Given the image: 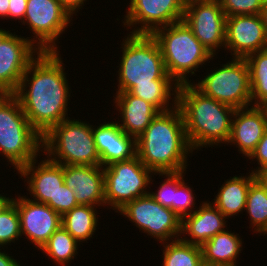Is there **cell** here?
Masks as SVG:
<instances>
[{
	"instance_id": "4",
	"label": "cell",
	"mask_w": 267,
	"mask_h": 266,
	"mask_svg": "<svg viewBox=\"0 0 267 266\" xmlns=\"http://www.w3.org/2000/svg\"><path fill=\"white\" fill-rule=\"evenodd\" d=\"M151 35L159 45L167 74L178 85L191 83L187 75H194L200 65L214 59L183 20L161 27Z\"/></svg>"
},
{
	"instance_id": "28",
	"label": "cell",
	"mask_w": 267,
	"mask_h": 266,
	"mask_svg": "<svg viewBox=\"0 0 267 266\" xmlns=\"http://www.w3.org/2000/svg\"><path fill=\"white\" fill-rule=\"evenodd\" d=\"M166 243L163 242L164 250H163L162 266L204 265L201 246L184 242L180 238Z\"/></svg>"
},
{
	"instance_id": "35",
	"label": "cell",
	"mask_w": 267,
	"mask_h": 266,
	"mask_svg": "<svg viewBox=\"0 0 267 266\" xmlns=\"http://www.w3.org/2000/svg\"><path fill=\"white\" fill-rule=\"evenodd\" d=\"M78 206L75 194L68 186L63 184L56 193V212L63 216Z\"/></svg>"
},
{
	"instance_id": "8",
	"label": "cell",
	"mask_w": 267,
	"mask_h": 266,
	"mask_svg": "<svg viewBox=\"0 0 267 266\" xmlns=\"http://www.w3.org/2000/svg\"><path fill=\"white\" fill-rule=\"evenodd\" d=\"M221 67L193 85L204 95L234 109L251 106L250 72L245 58H232Z\"/></svg>"
},
{
	"instance_id": "27",
	"label": "cell",
	"mask_w": 267,
	"mask_h": 266,
	"mask_svg": "<svg viewBox=\"0 0 267 266\" xmlns=\"http://www.w3.org/2000/svg\"><path fill=\"white\" fill-rule=\"evenodd\" d=\"M245 60L250 72L252 106L267 107V49L252 53Z\"/></svg>"
},
{
	"instance_id": "33",
	"label": "cell",
	"mask_w": 267,
	"mask_h": 266,
	"mask_svg": "<svg viewBox=\"0 0 267 266\" xmlns=\"http://www.w3.org/2000/svg\"><path fill=\"white\" fill-rule=\"evenodd\" d=\"M266 0H219L226 17L234 15H260Z\"/></svg>"
},
{
	"instance_id": "40",
	"label": "cell",
	"mask_w": 267,
	"mask_h": 266,
	"mask_svg": "<svg viewBox=\"0 0 267 266\" xmlns=\"http://www.w3.org/2000/svg\"><path fill=\"white\" fill-rule=\"evenodd\" d=\"M256 180L267 190V166L255 173Z\"/></svg>"
},
{
	"instance_id": "46",
	"label": "cell",
	"mask_w": 267,
	"mask_h": 266,
	"mask_svg": "<svg viewBox=\"0 0 267 266\" xmlns=\"http://www.w3.org/2000/svg\"><path fill=\"white\" fill-rule=\"evenodd\" d=\"M262 233H264V235L267 234V227Z\"/></svg>"
},
{
	"instance_id": "3",
	"label": "cell",
	"mask_w": 267,
	"mask_h": 266,
	"mask_svg": "<svg viewBox=\"0 0 267 266\" xmlns=\"http://www.w3.org/2000/svg\"><path fill=\"white\" fill-rule=\"evenodd\" d=\"M193 83L179 85L177 95L191 149L226 144L235 109L204 95Z\"/></svg>"
},
{
	"instance_id": "11",
	"label": "cell",
	"mask_w": 267,
	"mask_h": 266,
	"mask_svg": "<svg viewBox=\"0 0 267 266\" xmlns=\"http://www.w3.org/2000/svg\"><path fill=\"white\" fill-rule=\"evenodd\" d=\"M72 18L58 0H27L25 17L21 23H27L35 35L31 42L39 51H58L56 41Z\"/></svg>"
},
{
	"instance_id": "13",
	"label": "cell",
	"mask_w": 267,
	"mask_h": 266,
	"mask_svg": "<svg viewBox=\"0 0 267 266\" xmlns=\"http://www.w3.org/2000/svg\"><path fill=\"white\" fill-rule=\"evenodd\" d=\"M123 25L135 27L131 34L151 35L155 30L182 21L185 5L181 0H130ZM135 25V26H134Z\"/></svg>"
},
{
	"instance_id": "19",
	"label": "cell",
	"mask_w": 267,
	"mask_h": 266,
	"mask_svg": "<svg viewBox=\"0 0 267 266\" xmlns=\"http://www.w3.org/2000/svg\"><path fill=\"white\" fill-rule=\"evenodd\" d=\"M267 130V107L250 106L235 109L231 121V134L227 142L249 157Z\"/></svg>"
},
{
	"instance_id": "23",
	"label": "cell",
	"mask_w": 267,
	"mask_h": 266,
	"mask_svg": "<svg viewBox=\"0 0 267 266\" xmlns=\"http://www.w3.org/2000/svg\"><path fill=\"white\" fill-rule=\"evenodd\" d=\"M231 231L217 233L201 246L203 264L209 266H236L242 250V239ZM236 259V260H235Z\"/></svg>"
},
{
	"instance_id": "20",
	"label": "cell",
	"mask_w": 267,
	"mask_h": 266,
	"mask_svg": "<svg viewBox=\"0 0 267 266\" xmlns=\"http://www.w3.org/2000/svg\"><path fill=\"white\" fill-rule=\"evenodd\" d=\"M92 133L101 166L105 167L136 156V139L126 134L118 122H104L97 128L92 126Z\"/></svg>"
},
{
	"instance_id": "1",
	"label": "cell",
	"mask_w": 267,
	"mask_h": 266,
	"mask_svg": "<svg viewBox=\"0 0 267 266\" xmlns=\"http://www.w3.org/2000/svg\"><path fill=\"white\" fill-rule=\"evenodd\" d=\"M59 52L38 53L14 93L29 123L41 136L68 118L67 106L71 93Z\"/></svg>"
},
{
	"instance_id": "37",
	"label": "cell",
	"mask_w": 267,
	"mask_h": 266,
	"mask_svg": "<svg viewBox=\"0 0 267 266\" xmlns=\"http://www.w3.org/2000/svg\"><path fill=\"white\" fill-rule=\"evenodd\" d=\"M26 7L27 0H9L8 18L20 19L22 22L25 17Z\"/></svg>"
},
{
	"instance_id": "21",
	"label": "cell",
	"mask_w": 267,
	"mask_h": 266,
	"mask_svg": "<svg viewBox=\"0 0 267 266\" xmlns=\"http://www.w3.org/2000/svg\"><path fill=\"white\" fill-rule=\"evenodd\" d=\"M200 205L199 209L181 219V235L184 238L181 236L180 239L197 246H202L217 233L225 231V220L228 219L210 201ZM184 234H188L191 240Z\"/></svg>"
},
{
	"instance_id": "32",
	"label": "cell",
	"mask_w": 267,
	"mask_h": 266,
	"mask_svg": "<svg viewBox=\"0 0 267 266\" xmlns=\"http://www.w3.org/2000/svg\"><path fill=\"white\" fill-rule=\"evenodd\" d=\"M184 172L186 173V171L156 172L159 176L165 175L167 179L160 184L161 186L156 193L150 192L149 195L163 207H168L174 211L176 186L184 179Z\"/></svg>"
},
{
	"instance_id": "24",
	"label": "cell",
	"mask_w": 267,
	"mask_h": 266,
	"mask_svg": "<svg viewBox=\"0 0 267 266\" xmlns=\"http://www.w3.org/2000/svg\"><path fill=\"white\" fill-rule=\"evenodd\" d=\"M252 172L248 176H234L221 185L212 203L226 218L245 211L247 193L255 180Z\"/></svg>"
},
{
	"instance_id": "26",
	"label": "cell",
	"mask_w": 267,
	"mask_h": 266,
	"mask_svg": "<svg viewBox=\"0 0 267 266\" xmlns=\"http://www.w3.org/2000/svg\"><path fill=\"white\" fill-rule=\"evenodd\" d=\"M178 88L174 80H153V84H136L129 93L153 104L160 112H165L177 106ZM170 100L173 102L170 103L172 107Z\"/></svg>"
},
{
	"instance_id": "16",
	"label": "cell",
	"mask_w": 267,
	"mask_h": 266,
	"mask_svg": "<svg viewBox=\"0 0 267 266\" xmlns=\"http://www.w3.org/2000/svg\"><path fill=\"white\" fill-rule=\"evenodd\" d=\"M17 207L20 218L21 235L34 243L38 250L48 241L50 236L62 226V217L50 206L18 196L11 199Z\"/></svg>"
},
{
	"instance_id": "45",
	"label": "cell",
	"mask_w": 267,
	"mask_h": 266,
	"mask_svg": "<svg viewBox=\"0 0 267 266\" xmlns=\"http://www.w3.org/2000/svg\"><path fill=\"white\" fill-rule=\"evenodd\" d=\"M181 1L184 3V5H187V4L192 3V2L205 1V0H181Z\"/></svg>"
},
{
	"instance_id": "30",
	"label": "cell",
	"mask_w": 267,
	"mask_h": 266,
	"mask_svg": "<svg viewBox=\"0 0 267 266\" xmlns=\"http://www.w3.org/2000/svg\"><path fill=\"white\" fill-rule=\"evenodd\" d=\"M245 210L254 232L261 235L267 227V190L256 179L249 187Z\"/></svg>"
},
{
	"instance_id": "22",
	"label": "cell",
	"mask_w": 267,
	"mask_h": 266,
	"mask_svg": "<svg viewBox=\"0 0 267 266\" xmlns=\"http://www.w3.org/2000/svg\"><path fill=\"white\" fill-rule=\"evenodd\" d=\"M114 103L119 108L120 128L137 139L160 112L153 104L131 95L129 92L115 93Z\"/></svg>"
},
{
	"instance_id": "7",
	"label": "cell",
	"mask_w": 267,
	"mask_h": 266,
	"mask_svg": "<svg viewBox=\"0 0 267 266\" xmlns=\"http://www.w3.org/2000/svg\"><path fill=\"white\" fill-rule=\"evenodd\" d=\"M41 152L62 165H100L92 125L69 117L42 136Z\"/></svg>"
},
{
	"instance_id": "34",
	"label": "cell",
	"mask_w": 267,
	"mask_h": 266,
	"mask_svg": "<svg viewBox=\"0 0 267 266\" xmlns=\"http://www.w3.org/2000/svg\"><path fill=\"white\" fill-rule=\"evenodd\" d=\"M184 180H182L176 186V193L174 197V212L182 219L183 217L192 214L196 209L195 206V197L192 192V188L186 185Z\"/></svg>"
},
{
	"instance_id": "18",
	"label": "cell",
	"mask_w": 267,
	"mask_h": 266,
	"mask_svg": "<svg viewBox=\"0 0 267 266\" xmlns=\"http://www.w3.org/2000/svg\"><path fill=\"white\" fill-rule=\"evenodd\" d=\"M63 176L78 205L105 206L103 166L63 165Z\"/></svg>"
},
{
	"instance_id": "15",
	"label": "cell",
	"mask_w": 267,
	"mask_h": 266,
	"mask_svg": "<svg viewBox=\"0 0 267 266\" xmlns=\"http://www.w3.org/2000/svg\"><path fill=\"white\" fill-rule=\"evenodd\" d=\"M225 49L233 58H246L267 49V33L260 15L226 17Z\"/></svg>"
},
{
	"instance_id": "41",
	"label": "cell",
	"mask_w": 267,
	"mask_h": 266,
	"mask_svg": "<svg viewBox=\"0 0 267 266\" xmlns=\"http://www.w3.org/2000/svg\"><path fill=\"white\" fill-rule=\"evenodd\" d=\"M9 0H0V17L2 19L8 18Z\"/></svg>"
},
{
	"instance_id": "43",
	"label": "cell",
	"mask_w": 267,
	"mask_h": 266,
	"mask_svg": "<svg viewBox=\"0 0 267 266\" xmlns=\"http://www.w3.org/2000/svg\"><path fill=\"white\" fill-rule=\"evenodd\" d=\"M12 198L0 194V211L11 201Z\"/></svg>"
},
{
	"instance_id": "2",
	"label": "cell",
	"mask_w": 267,
	"mask_h": 266,
	"mask_svg": "<svg viewBox=\"0 0 267 266\" xmlns=\"http://www.w3.org/2000/svg\"><path fill=\"white\" fill-rule=\"evenodd\" d=\"M192 152L178 106L159 112L136 139V155L153 172L186 171Z\"/></svg>"
},
{
	"instance_id": "31",
	"label": "cell",
	"mask_w": 267,
	"mask_h": 266,
	"mask_svg": "<svg viewBox=\"0 0 267 266\" xmlns=\"http://www.w3.org/2000/svg\"><path fill=\"white\" fill-rule=\"evenodd\" d=\"M21 236L19 213L11 200L0 211V248L16 242Z\"/></svg>"
},
{
	"instance_id": "25",
	"label": "cell",
	"mask_w": 267,
	"mask_h": 266,
	"mask_svg": "<svg viewBox=\"0 0 267 266\" xmlns=\"http://www.w3.org/2000/svg\"><path fill=\"white\" fill-rule=\"evenodd\" d=\"M96 206L78 205L62 217V227L77 241L83 242L92 238L98 226Z\"/></svg>"
},
{
	"instance_id": "39",
	"label": "cell",
	"mask_w": 267,
	"mask_h": 266,
	"mask_svg": "<svg viewBox=\"0 0 267 266\" xmlns=\"http://www.w3.org/2000/svg\"><path fill=\"white\" fill-rule=\"evenodd\" d=\"M0 249V266H20V264L13 258V256H9L6 252H1Z\"/></svg>"
},
{
	"instance_id": "14",
	"label": "cell",
	"mask_w": 267,
	"mask_h": 266,
	"mask_svg": "<svg viewBox=\"0 0 267 266\" xmlns=\"http://www.w3.org/2000/svg\"><path fill=\"white\" fill-rule=\"evenodd\" d=\"M27 37L9 33L0 43V94H14L30 62L41 51ZM36 53V55H35Z\"/></svg>"
},
{
	"instance_id": "42",
	"label": "cell",
	"mask_w": 267,
	"mask_h": 266,
	"mask_svg": "<svg viewBox=\"0 0 267 266\" xmlns=\"http://www.w3.org/2000/svg\"><path fill=\"white\" fill-rule=\"evenodd\" d=\"M260 16H261L263 25L265 27V31L267 33V0L265 1L264 5L261 9Z\"/></svg>"
},
{
	"instance_id": "5",
	"label": "cell",
	"mask_w": 267,
	"mask_h": 266,
	"mask_svg": "<svg viewBox=\"0 0 267 266\" xmlns=\"http://www.w3.org/2000/svg\"><path fill=\"white\" fill-rule=\"evenodd\" d=\"M40 148L42 136L29 123L18 98L0 94V153L18 171L38 156Z\"/></svg>"
},
{
	"instance_id": "29",
	"label": "cell",
	"mask_w": 267,
	"mask_h": 266,
	"mask_svg": "<svg viewBox=\"0 0 267 266\" xmlns=\"http://www.w3.org/2000/svg\"><path fill=\"white\" fill-rule=\"evenodd\" d=\"M77 242L62 226H60L41 247L42 253L47 254L58 265H66L74 260L78 250Z\"/></svg>"
},
{
	"instance_id": "44",
	"label": "cell",
	"mask_w": 267,
	"mask_h": 266,
	"mask_svg": "<svg viewBox=\"0 0 267 266\" xmlns=\"http://www.w3.org/2000/svg\"><path fill=\"white\" fill-rule=\"evenodd\" d=\"M9 33L10 31H6L5 29L0 28V43Z\"/></svg>"
},
{
	"instance_id": "38",
	"label": "cell",
	"mask_w": 267,
	"mask_h": 266,
	"mask_svg": "<svg viewBox=\"0 0 267 266\" xmlns=\"http://www.w3.org/2000/svg\"><path fill=\"white\" fill-rule=\"evenodd\" d=\"M61 4V6L71 15L78 12L79 9L83 8L82 5H84L86 0H58Z\"/></svg>"
},
{
	"instance_id": "17",
	"label": "cell",
	"mask_w": 267,
	"mask_h": 266,
	"mask_svg": "<svg viewBox=\"0 0 267 266\" xmlns=\"http://www.w3.org/2000/svg\"><path fill=\"white\" fill-rule=\"evenodd\" d=\"M37 158L22 166L17 172L27 179L28 191L33 201L44 203L56 211V193L64 184L63 165L49 158L37 164Z\"/></svg>"
},
{
	"instance_id": "6",
	"label": "cell",
	"mask_w": 267,
	"mask_h": 266,
	"mask_svg": "<svg viewBox=\"0 0 267 266\" xmlns=\"http://www.w3.org/2000/svg\"><path fill=\"white\" fill-rule=\"evenodd\" d=\"M122 42L116 93L129 92L136 84H153V80H173L152 35L129 33Z\"/></svg>"
},
{
	"instance_id": "36",
	"label": "cell",
	"mask_w": 267,
	"mask_h": 266,
	"mask_svg": "<svg viewBox=\"0 0 267 266\" xmlns=\"http://www.w3.org/2000/svg\"><path fill=\"white\" fill-rule=\"evenodd\" d=\"M249 159H257L259 167L255 170H251L253 174H255L259 169L267 166V130L264 132L263 137L257 143L255 150L248 157Z\"/></svg>"
},
{
	"instance_id": "9",
	"label": "cell",
	"mask_w": 267,
	"mask_h": 266,
	"mask_svg": "<svg viewBox=\"0 0 267 266\" xmlns=\"http://www.w3.org/2000/svg\"><path fill=\"white\" fill-rule=\"evenodd\" d=\"M105 185V204L118 212L128 202L136 198L148 195L152 174H156L147 168L134 156L125 161H118L103 167Z\"/></svg>"
},
{
	"instance_id": "12",
	"label": "cell",
	"mask_w": 267,
	"mask_h": 266,
	"mask_svg": "<svg viewBox=\"0 0 267 266\" xmlns=\"http://www.w3.org/2000/svg\"><path fill=\"white\" fill-rule=\"evenodd\" d=\"M194 36L215 56L225 47L226 15L219 0H205L185 5L182 19Z\"/></svg>"
},
{
	"instance_id": "10",
	"label": "cell",
	"mask_w": 267,
	"mask_h": 266,
	"mask_svg": "<svg viewBox=\"0 0 267 266\" xmlns=\"http://www.w3.org/2000/svg\"><path fill=\"white\" fill-rule=\"evenodd\" d=\"M118 213L128 217L140 231L148 233L147 235L156 238L160 243L173 241L181 236L180 217L170 208L160 205L149 194L128 202Z\"/></svg>"
}]
</instances>
